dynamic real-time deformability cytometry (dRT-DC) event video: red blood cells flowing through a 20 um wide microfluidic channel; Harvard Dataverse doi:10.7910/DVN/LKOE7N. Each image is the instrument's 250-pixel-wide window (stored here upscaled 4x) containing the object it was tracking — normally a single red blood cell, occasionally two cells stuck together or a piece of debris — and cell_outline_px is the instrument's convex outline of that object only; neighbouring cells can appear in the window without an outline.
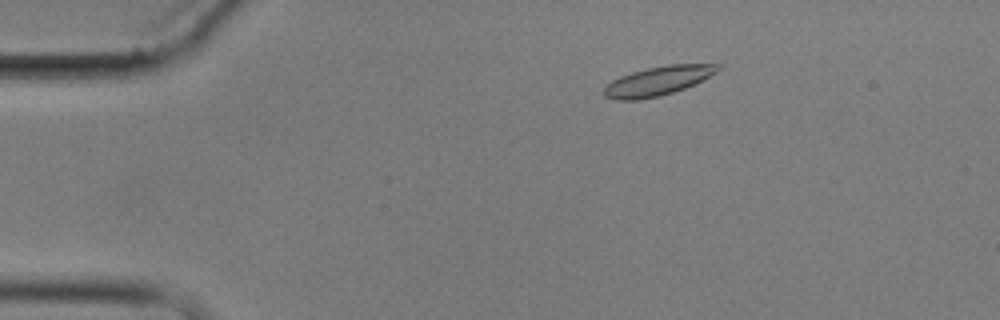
{"species": "common noctule bat (a hibernating species)", "species_latin": "Nyctalus noctula", "temperature_condition": "cold", "stored_images_in_passage": 4, "camera_frame_rate_fps": 3000, "um_per_image_px": 0.085, "animal": {"sex": "male", "body_mass_g": 17.9}, "frame": {"image": 1, "passage_image": 1, "time_ms": 0.0, "image_size_px": [1000, 320], "cell_outline_px": [[720, 68], [716, 72], [684, 88], [660, 96], [640, 100], [616, 100], [604, 96], [604, 88], [612, 80], [620, 76], [632, 72], [648, 68], [668, 64], [720, 64]], "centroid_in_image_um": [55.87, 6.88], "position_along_channel_um": 29.1, "area_um2": 19.02}}
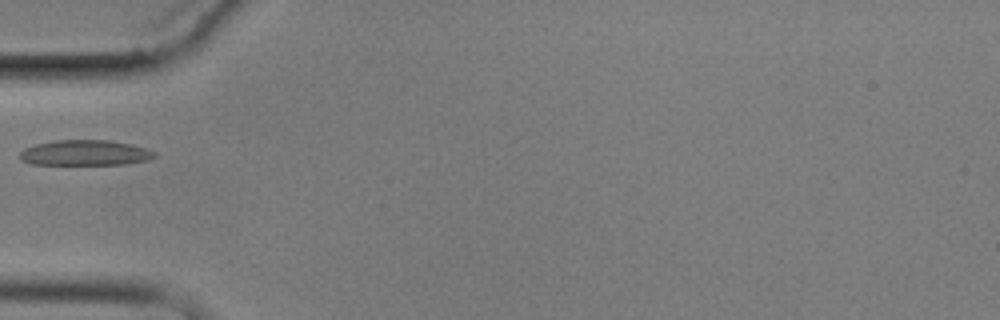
{"frame": {"image": 2, "passage_image": 4, "time_ms": 3.333, "image_size_px": [1000, 320], "cell_outline_px": [[156, 156], [148, 160], [124, 164], [32, 164], [20, 160], [20, 152], [24, 148], [36, 144], [52, 140], [108, 140], [132, 144], [156, 152]], "centroid_in_image_um": [7.22, 12.98], "position_along_channel_um": 77.8, "area_um2": 19.94}}